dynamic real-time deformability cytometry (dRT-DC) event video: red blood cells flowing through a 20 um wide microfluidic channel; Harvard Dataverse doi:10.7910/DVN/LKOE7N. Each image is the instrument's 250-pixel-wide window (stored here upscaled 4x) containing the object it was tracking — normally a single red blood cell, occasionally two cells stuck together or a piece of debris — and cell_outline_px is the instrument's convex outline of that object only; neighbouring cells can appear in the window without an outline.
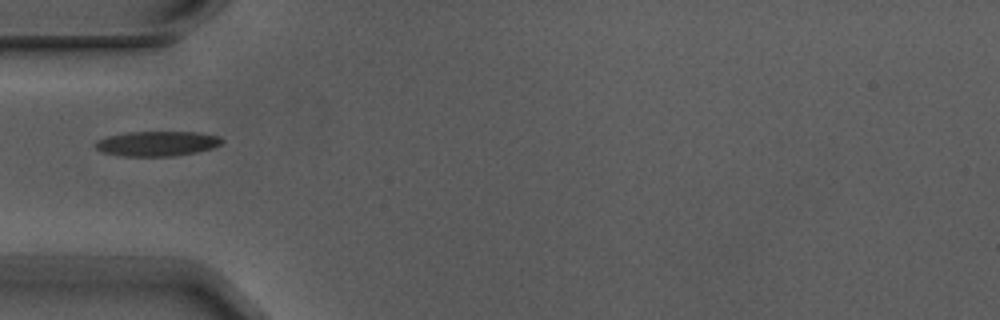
{"species": "Egyptian fruit bat (a non-hibernating species)", "species_latin": "Rousettus aegyptiacus", "temperature_condition": "warm", "stored_images_in_passage": 1, "camera_frame_rate_fps": 3000, "um_per_image_px": 0.085, "animal": {"sex": "male"}, "frame": {"image": 1, "passage_image": 1, "time_ms": 0.0, "image_size_px": [1000, 320], "cell_outline_px": [[224, 140], [220, 144], [212, 148], [196, 152], [172, 156], [124, 156], [104, 152], [96, 148], [92, 144], [96, 140], [108, 136], [128, 132], [196, 132], [220, 136]], "centroid_in_image_um": [13.34, 12.2], "position_along_channel_um": 71.7, "area_um2": 18.32}}